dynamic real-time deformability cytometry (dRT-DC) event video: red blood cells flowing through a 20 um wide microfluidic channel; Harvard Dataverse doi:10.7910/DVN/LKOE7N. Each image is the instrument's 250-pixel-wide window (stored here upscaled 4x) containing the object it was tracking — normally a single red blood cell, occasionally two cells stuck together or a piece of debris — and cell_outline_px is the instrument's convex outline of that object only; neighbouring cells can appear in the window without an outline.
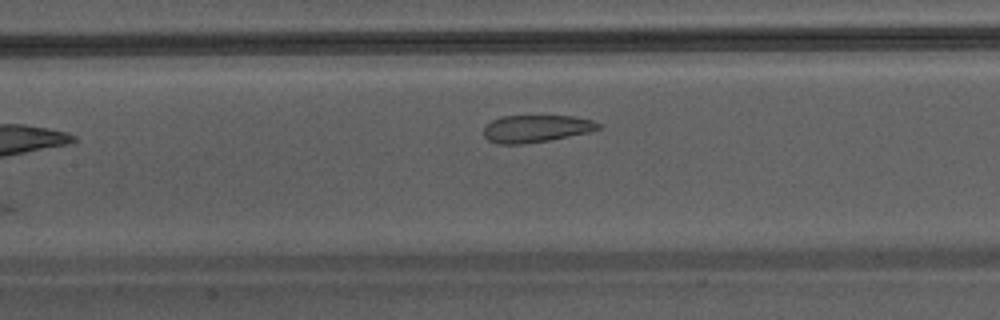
{"species": "Egyptian fruit bat (a non-hibernating species)", "species_latin": "Rousettus aegyptiacus", "temperature_condition": "warm", "stored_images_in_passage": 15, "camera_frame_rate_fps": 3000, "um_per_image_px": 0.085, "animal": {"sex": "male"}, "frame": {"image": 1, "passage_image": 6, "time_ms": 1.667, "image_size_px": [1000, 320], "cell_outline_px": [[604, 124], [600, 128], [592, 132], [548, 140], [524, 144], [500, 144], [488, 140], [484, 136], [484, 128], [492, 120], [500, 116], [572, 116], [592, 120]], "centroid_in_image_um": [45.61, 10.93], "position_along_channel_um": 161.8, "area_um2": 18.32}}